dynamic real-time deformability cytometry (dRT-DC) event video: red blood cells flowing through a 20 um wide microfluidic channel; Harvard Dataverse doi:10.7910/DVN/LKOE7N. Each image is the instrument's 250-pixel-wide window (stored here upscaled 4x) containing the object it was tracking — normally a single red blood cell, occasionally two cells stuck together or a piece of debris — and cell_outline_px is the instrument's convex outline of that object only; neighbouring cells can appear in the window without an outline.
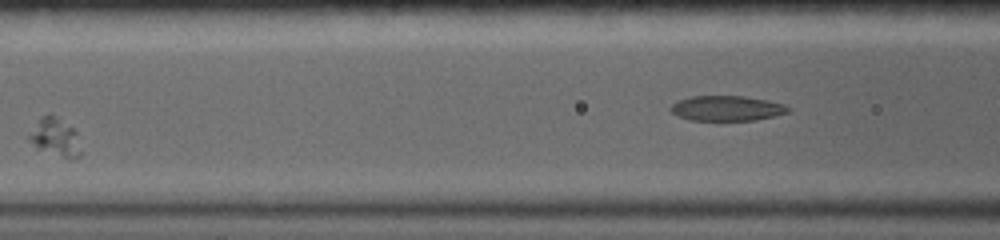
{"species": "common noctule bat (a hibernating species)", "species_latin": "Nyctalus noctula", "temperature_condition": "warm", "stored_images_in_passage": 53, "segment_of_instrument_passage": [2, 3], "camera_frame_rate_fps": 5000, "um_per_image_px": 0.085, "animal": {"sex": "female", "body_mass_g": 19.0, "forearm_length_mm": 56.7}, "frame": {"image": 1, "passage_image": 9, "time_ms": 2.0, "image_size_px": [1000, 240], "cell_outline_px": [[80, 156], [72, 160], [36, 148], [24, 136], [40, 116], [48, 112], [72, 128], [76, 132], [80, 152]], "centroid_in_image_um": [4.6, 11.65], "position_along_channel_um": 162.0, "area_um2": 11.68}}
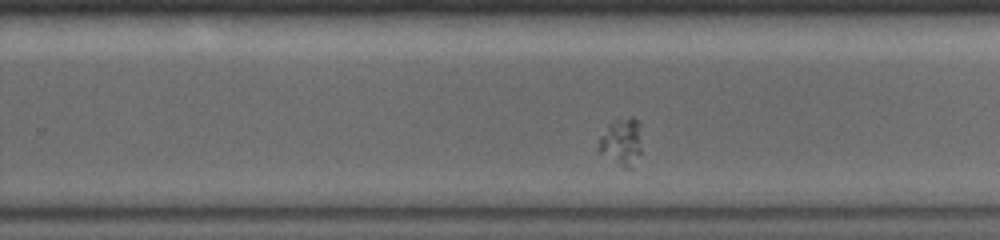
{"frame": {"image": 2, "passage_image": 21, "time_ms": 5.4, "image_size_px": [1000, 240], "cell_outline_px": [[640, 152], [628, 168], [596, 152], [596, 148], [600, 136], [608, 124], [616, 116], [632, 116], [640, 124]], "centroid_in_image_um": [52.76, 11.95], "position_along_channel_um": 277.0, "area_um2": 11.96}}
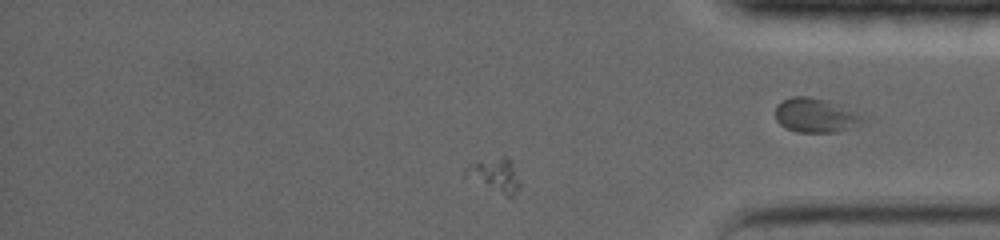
{"frame": {"image": 3, "passage_image": 45, "time_ms": 9.2, "image_size_px": [1000, 240], "cell_outline_px": [[520, 184], [512, 196], [508, 196], [464, 176], [464, 168], [468, 164], [504, 156], [508, 160], [520, 180]], "centroid_in_image_um": [42.03, 14.87], "position_along_channel_um": 393.2, "area_um2": 10.06}}